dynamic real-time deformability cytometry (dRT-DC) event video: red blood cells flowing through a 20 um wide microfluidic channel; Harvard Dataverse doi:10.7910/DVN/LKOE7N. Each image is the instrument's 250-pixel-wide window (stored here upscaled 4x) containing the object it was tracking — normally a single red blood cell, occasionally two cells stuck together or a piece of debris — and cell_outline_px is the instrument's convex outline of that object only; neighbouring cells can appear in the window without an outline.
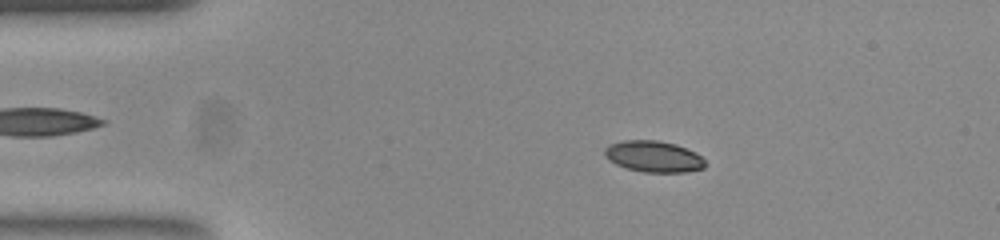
{"species": "common noctule bat (a hibernating species)", "species_latin": "Nyctalus noctula", "temperature_condition": "room temperature", "stored_images_in_passage": 53, "camera_frame_rate_fps": 3000, "um_per_image_px": 0.085, "animal": {"sex": "female", "body_mass_g": 23.0, "forearm_length_mm": 53.4}, "frame": {"image": 1, "passage_image": 9, "time_ms": 2.667, "image_size_px": [1000, 240], "cell_outline_px": [[704, 168], [688, 172], [644, 172], [624, 168], [608, 160], [604, 156], [604, 148], [608, 144], [620, 140], [656, 140], [676, 144], [696, 152], [704, 160]], "centroid_in_image_um": [55.51, 13.3], "position_along_channel_um": 29.5, "area_um2": 18.55}}
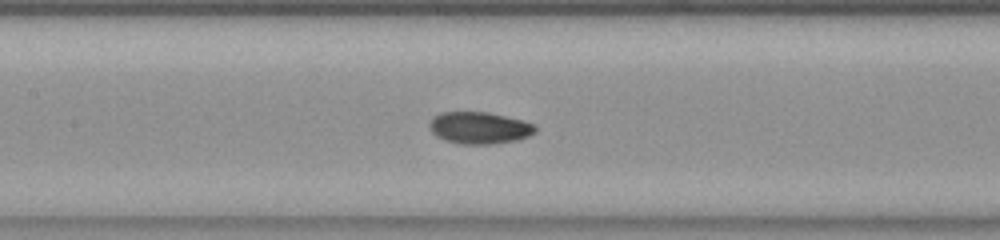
{"frame": {"image": 2, "passage_image": 24, "time_ms": 7.667, "image_size_px": [1000, 240], "cell_outline_px": [[536, 132], [528, 136], [516, 140], [492, 144], [464, 144], [444, 140], [436, 136], [432, 132], [428, 124], [432, 116], [440, 112], [488, 112], [524, 120], [536, 124]], "centroid_in_image_um": [40.74, 10.85], "position_along_channel_um": 166.7, "area_um2": 19.88}}
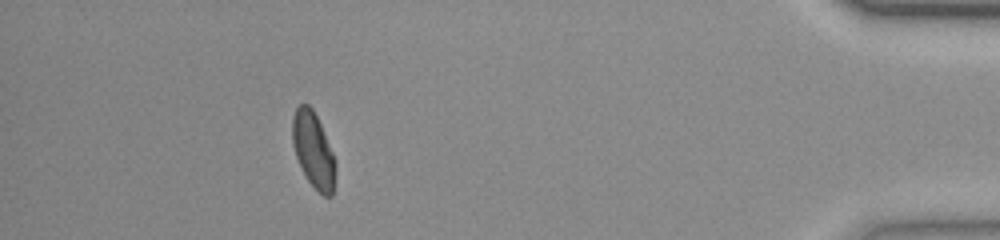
{"frame": {"image": 3, "passage_image": 48, "time_ms": 15.667, "image_size_px": [1000, 240], "cell_outline_px": [[336, 168], [332, 196], [324, 196], [308, 180], [296, 156], [292, 144], [292, 116], [296, 108], [300, 104], [308, 104], [312, 108], [320, 124], [332, 152], [336, 164]], "centroid_in_image_um": [26.62, 12.73], "position_along_channel_um": 408.6, "area_um2": 18.61}, "authors_computed_cell_mechanics": {"area_um2": 19.1896, "velocity_mm_per_s": 3.765, "shape_relaxation_time_tau1_ms": 4.4881, "shape_relaxation_time_tau2_ms": 1.7386, "deformation_change_tau1": 0.1383, "deformation_change_tau2": 0.0483}}